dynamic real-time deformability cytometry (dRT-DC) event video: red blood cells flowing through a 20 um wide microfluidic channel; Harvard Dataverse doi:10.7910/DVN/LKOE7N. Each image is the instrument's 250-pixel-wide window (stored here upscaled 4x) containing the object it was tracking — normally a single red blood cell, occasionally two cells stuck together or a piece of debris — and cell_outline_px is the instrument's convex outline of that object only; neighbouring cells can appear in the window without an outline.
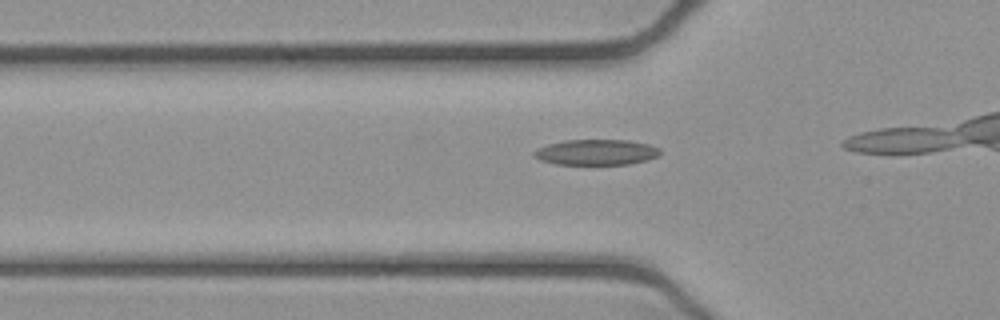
{"species": "common noctule bat (a hibernating species)", "species_latin": "Nyctalus noctula", "temperature_condition": "cold", "stored_images_in_passage": 15, "camera_frame_rate_fps": 3000, "um_per_image_px": 0.085, "animal": {"sex": "female", "body_mass_g": 21.9}, "frame": {"image": 1, "passage_image": 11, "time_ms": 3.333, "image_size_px": [1000, 320], "cell_outline_px": [[660, 152], [656, 156], [648, 160], [628, 164], [556, 164], [540, 160], [532, 156], [532, 152], [548, 144], [564, 140], [628, 140], [648, 144], [660, 148]], "centroid_in_image_um": [50.67, 12.94], "position_along_channel_um": 75.1, "area_um2": 18.73}}